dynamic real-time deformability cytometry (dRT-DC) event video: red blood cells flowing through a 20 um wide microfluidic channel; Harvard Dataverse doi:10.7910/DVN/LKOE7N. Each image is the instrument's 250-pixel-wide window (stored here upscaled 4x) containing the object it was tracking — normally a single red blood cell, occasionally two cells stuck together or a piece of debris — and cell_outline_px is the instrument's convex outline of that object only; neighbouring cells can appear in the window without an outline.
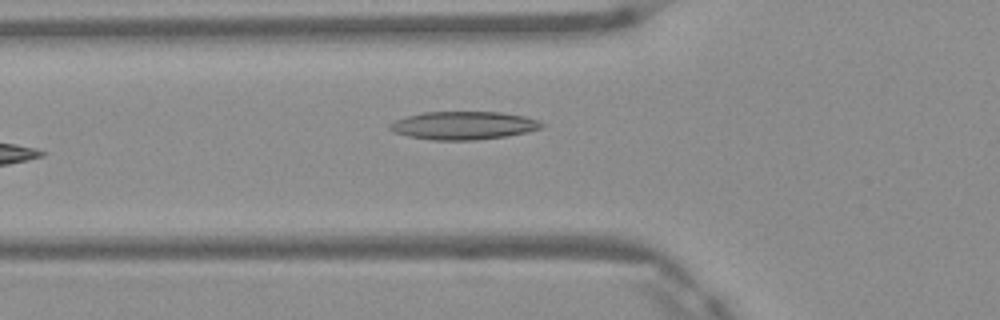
{"species": "Egyptian fruit bat (a non-hibernating species)", "species_latin": "Rousettus aegyptiacus", "temperature_condition": "warm", "stored_images_in_passage": 4, "camera_frame_rate_fps": 3000, "um_per_image_px": 0.085, "frame": {"image": 1, "passage_image": 4, "time_ms": 1.0, "image_size_px": [1000, 320], "cell_outline_px": [[544, 124], [540, 128], [524, 132], [504, 136], [476, 140], [432, 140], [408, 136], [392, 132], [388, 128], [388, 124], [396, 120], [408, 116], [424, 112], [500, 112], [524, 116], [536, 120]], "centroid_in_image_um": [39.33, 10.66], "position_along_channel_um": 86.5, "area_um2": 24.62}}